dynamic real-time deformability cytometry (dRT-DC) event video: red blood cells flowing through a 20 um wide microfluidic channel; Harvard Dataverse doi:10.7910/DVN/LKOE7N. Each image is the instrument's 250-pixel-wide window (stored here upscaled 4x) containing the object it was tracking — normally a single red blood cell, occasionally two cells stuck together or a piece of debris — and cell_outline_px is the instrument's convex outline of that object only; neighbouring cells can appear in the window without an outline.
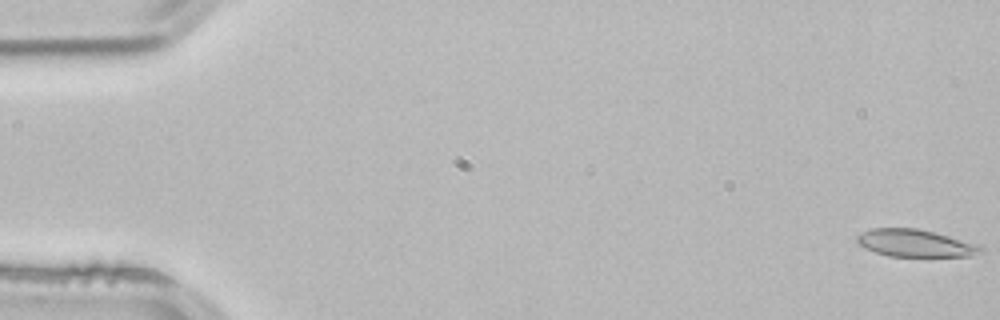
{"species": "common noctule bat (a hibernating species)", "species_latin": "Nyctalus noctula", "temperature_condition": "room temperature", "stored_images_in_passage": 4, "camera_frame_rate_fps": 3000, "um_per_image_px": 0.085, "animal": {"sex": "male", "body_mass_g": 21.5, "forearm_length_mm": 52.0}, "frame": {"image": 1, "passage_image": 1, "time_ms": 0.0, "image_size_px": [1000, 320], "cell_outline_px": [[984, 252], [972, 256], [888, 256], [864, 248], [856, 240], [856, 236], [872, 228], [916, 228], [936, 232], [976, 244], [984, 248]], "centroid_in_image_um": [77.82, 20.67], "position_along_channel_um": 7.2, "area_um2": 19.65}}